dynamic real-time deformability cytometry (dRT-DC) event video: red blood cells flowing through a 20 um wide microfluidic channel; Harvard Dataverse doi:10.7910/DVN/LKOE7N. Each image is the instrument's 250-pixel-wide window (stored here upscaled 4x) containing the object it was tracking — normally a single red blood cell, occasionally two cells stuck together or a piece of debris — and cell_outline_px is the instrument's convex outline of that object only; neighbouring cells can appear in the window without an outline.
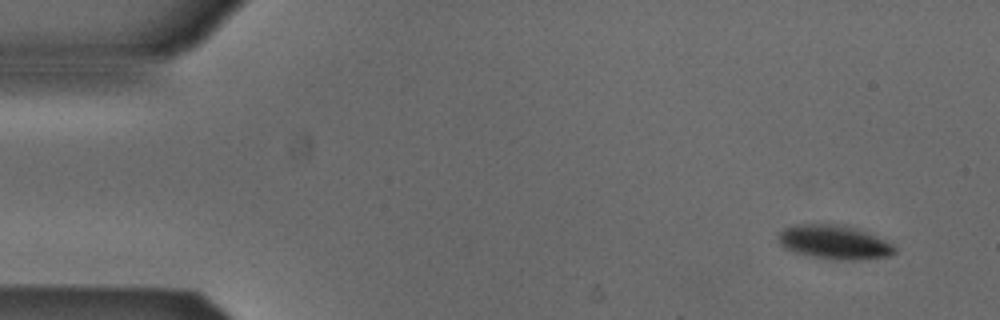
{"species": "Egyptian fruit bat (a non-hibernating species)", "species_latin": "Rousettus aegyptiacus", "temperature_condition": "cold", "stored_images_in_passage": 4, "camera_frame_rate_fps": 3000, "um_per_image_px": 0.085, "animal": {"sex": "male"}, "frame": {"image": 1, "passage_image": 1, "time_ms": 0.0, "image_size_px": [1000, 320], "cell_outline_px": [[896, 252], [892, 256], [860, 260], [836, 260], [812, 256], [796, 252], [784, 248], [780, 244], [780, 232], [784, 228], [792, 224], [844, 224], [856, 228], [876, 236], [892, 244], [896, 248]], "centroid_in_image_um": [70.94, 20.58], "position_along_channel_um": 14.1, "area_um2": 23.12}}
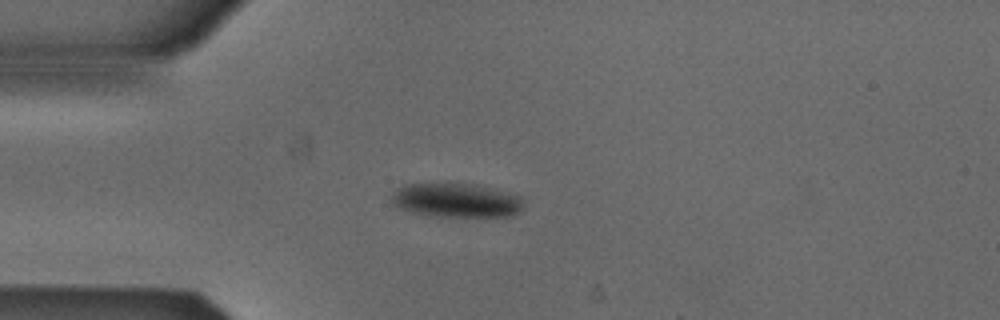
{"frame": {"image": 2, "passage_image": 3, "time_ms": 0.667, "image_size_px": [1000, 320], "cell_outline_px": [[524, 208], [520, 212], [512, 216], [436, 216], [412, 212], [400, 208], [392, 204], [392, 196], [396, 188], [408, 184], [476, 184], [520, 196], [524, 204]], "centroid_in_image_um": [38.81, 17.03], "position_along_channel_um": 46.2, "area_um2": 26.01}}